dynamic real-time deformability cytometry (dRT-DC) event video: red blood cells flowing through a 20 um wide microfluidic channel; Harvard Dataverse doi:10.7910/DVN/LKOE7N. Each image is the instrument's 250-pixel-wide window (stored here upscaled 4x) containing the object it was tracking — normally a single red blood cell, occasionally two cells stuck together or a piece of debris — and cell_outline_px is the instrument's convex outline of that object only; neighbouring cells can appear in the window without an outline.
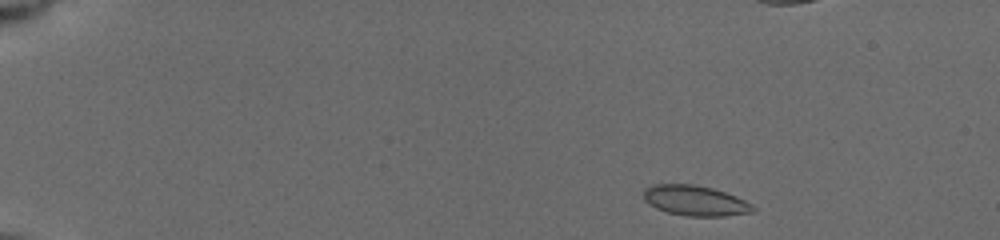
{"species": "common noctule bat (a hibernating species)", "species_latin": "Nyctalus noctula", "temperature_condition": "cold", "stored_images_in_passage": 35, "camera_frame_rate_fps": 3000, "um_per_image_px": 0.085, "animal": {"sex": "female", "body_mass_g": 19.5, "forearm_length_mm": 54.1}, "frame": {"image": 1, "passage_image": 1, "time_ms": 0.0, "image_size_px": [1000, 240], "cell_outline_px": [[756, 212], [724, 216], [688, 216], [668, 212], [656, 208], [648, 204], [644, 200], [644, 188], [652, 184], [692, 184], [712, 188], [736, 196], [752, 204], [756, 208]], "centroid_in_image_um": [59.1, 17.05], "position_along_channel_um": 25.9, "area_um2": 19.36}}
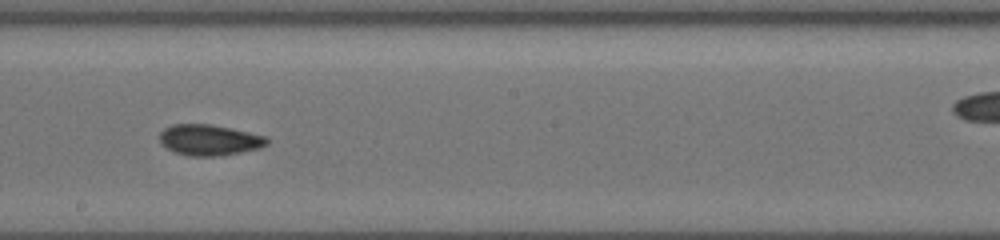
{"frame": {"image": 2, "passage_image": 22, "time_ms": 8.0, "image_size_px": [1000, 240], "cell_outline_px": [[268, 144], [260, 148], [220, 156], [188, 156], [176, 152], [160, 144], [160, 132], [164, 128], [172, 124], [208, 124], [248, 132], [264, 136], [268, 140]], "centroid_in_image_um": [17.76, 11.9], "position_along_channel_um": 230.4, "area_um2": 19.13}}
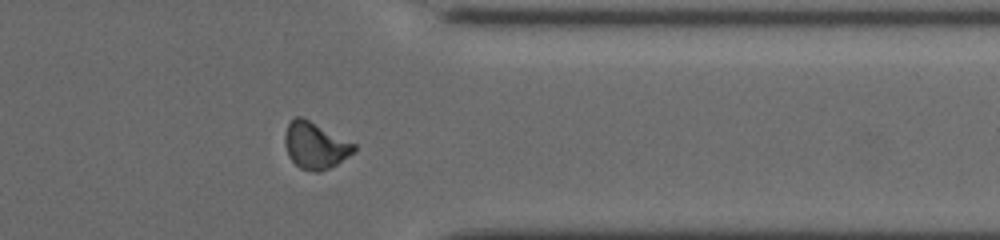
{"frame": {"image": 3, "passage_image": 31, "time_ms": 12.0, "image_size_px": [1000, 240], "cell_outline_px": [[356, 148], [348, 156], [336, 164], [320, 172], [316, 172], [300, 168], [288, 156], [284, 144], [284, 136], [288, 124], [296, 116], [300, 116], [356, 144]], "centroid_in_image_um": [26.76, 12.37], "position_along_channel_um": 384.6, "area_um2": 18.44}, "authors_computed_cell_mechanics": {"area_um2": 19.0162, "velocity_mm_per_s": 3.9351, "shape_relaxation_time_tau1_ms": 9.8839, "shape_relaxation_time_tau2_ms": 2.7759, "deformation_change_tau1": 0.1556, "deformation_change_tau2": 0.062}}